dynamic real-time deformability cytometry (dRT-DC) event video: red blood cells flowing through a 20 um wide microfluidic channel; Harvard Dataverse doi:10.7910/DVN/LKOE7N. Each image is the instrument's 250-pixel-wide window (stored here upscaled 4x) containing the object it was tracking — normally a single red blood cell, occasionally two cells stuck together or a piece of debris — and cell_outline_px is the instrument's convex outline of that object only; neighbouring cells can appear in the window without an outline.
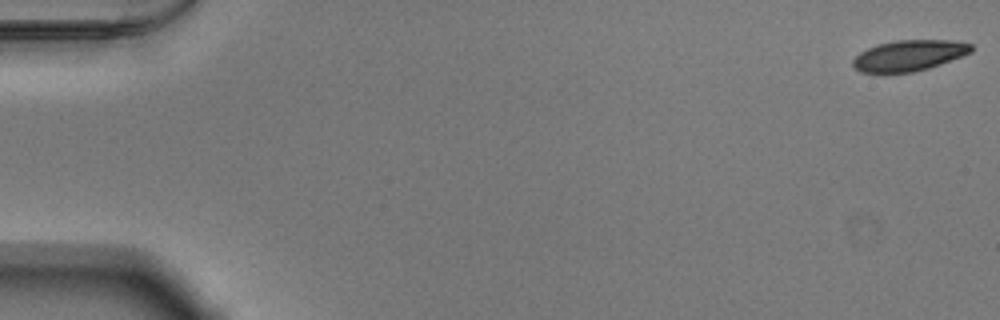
{"species": "Egyptian fruit bat (a non-hibernating species)", "species_latin": "Rousettus aegyptiacus", "temperature_condition": "warm", "stored_images_in_passage": 53, "camera_frame_rate_fps": 3000, "um_per_image_px": 0.085, "animal": {"sex": "male"}, "frame": {"image": 1, "passage_image": 1, "time_ms": 0.0, "image_size_px": [1000, 320], "cell_outline_px": [[972, 52], [940, 64], [928, 68], [912, 72], [884, 76], [860, 72], [852, 64], [852, 60], [860, 52], [868, 48], [880, 44], [896, 40], [952, 40], [972, 44]], "centroid_in_image_um": [77.21, 4.76], "position_along_channel_um": 7.8, "area_um2": 21.73}}
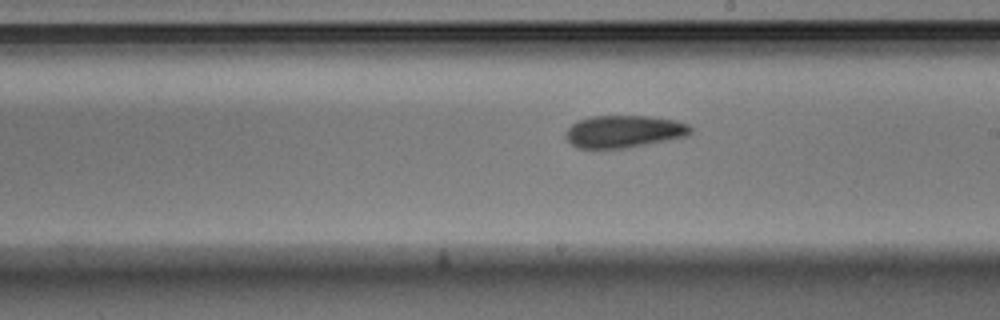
{"frame": {"image": 2, "passage_image": 31, "time_ms": 10.0, "image_size_px": [1000, 320], "cell_outline_px": [[692, 132], [688, 136], [628, 148], [576, 148], [564, 136], [568, 128], [572, 124], [580, 120], [592, 116], [648, 116], [676, 120], [688, 124], [692, 128]], "centroid_in_image_um": [53.06, 11.18], "position_along_channel_um": 235.9, "area_um2": 23.58}}
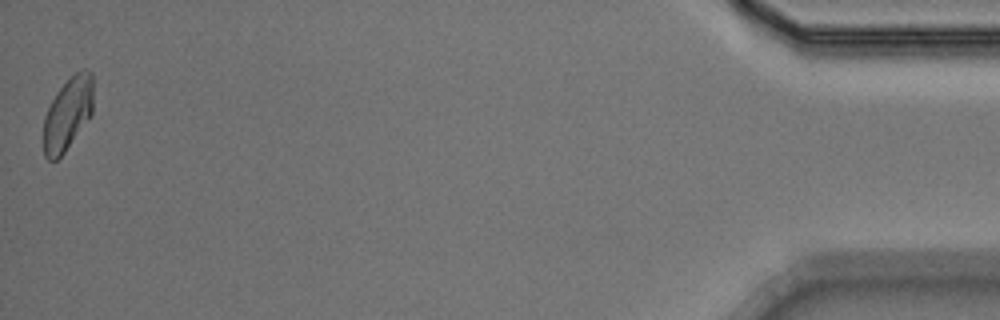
{"frame": {"image": 3, "passage_image": 53, "time_ms": 17.333, "image_size_px": [1000, 320], "cell_outline_px": [[92, 116], [64, 152], [56, 160], [48, 160], [44, 156], [44, 116], [56, 92], [76, 72], [84, 68], [88, 68], [92, 72]], "centroid_in_image_um": [5.77, 9.67], "position_along_channel_um": 429.4, "area_um2": 21.04}, "authors_computed_cell_mechanics": {"area_um2": 22.8888, "velocity_mm_per_s": 3.8606, "shape_relaxation_time_tau1_ms": null, "shape_relaxation_time_tau2_ms": 9.787, "deformation_change_tau1": null, "deformation_change_tau2": 0.1717}}